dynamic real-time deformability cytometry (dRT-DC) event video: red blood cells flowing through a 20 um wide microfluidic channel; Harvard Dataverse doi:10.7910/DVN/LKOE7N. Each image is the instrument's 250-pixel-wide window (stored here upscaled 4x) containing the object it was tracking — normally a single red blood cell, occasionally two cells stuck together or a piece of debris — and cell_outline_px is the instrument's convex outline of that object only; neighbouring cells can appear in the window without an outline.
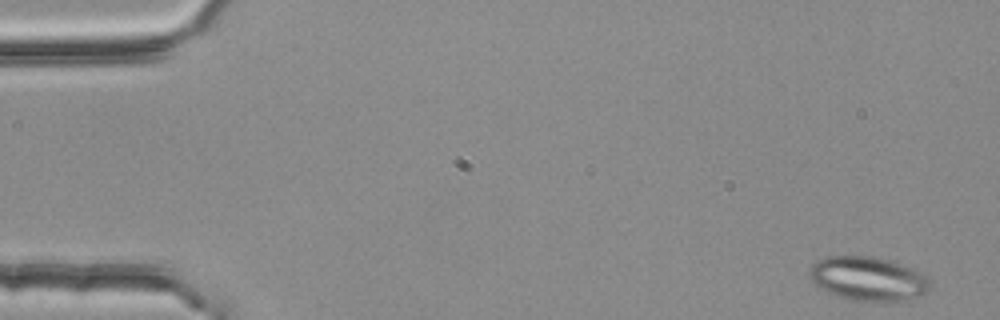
{"species": "common noctule bat (a hibernating species)", "species_latin": "Nyctalus noctula", "temperature_condition": "room temperature", "stored_images_in_passage": 5, "camera_frame_rate_fps": 3000, "um_per_image_px": 0.085, "animal": {"sex": "female", "body_mass_g": 25.1}, "frame": {"image": 1, "passage_image": 1, "time_ms": 0.0, "image_size_px": [1000, 320], "cell_outline_px": [[928, 292], [920, 296], [900, 300], [852, 300], [836, 296], [820, 288], [808, 276], [812, 264], [824, 256], [880, 256], [892, 260], [924, 276], [928, 280]], "centroid_in_image_um": [73.72, 23.66], "position_along_channel_um": 11.3, "area_um2": 30.46}}